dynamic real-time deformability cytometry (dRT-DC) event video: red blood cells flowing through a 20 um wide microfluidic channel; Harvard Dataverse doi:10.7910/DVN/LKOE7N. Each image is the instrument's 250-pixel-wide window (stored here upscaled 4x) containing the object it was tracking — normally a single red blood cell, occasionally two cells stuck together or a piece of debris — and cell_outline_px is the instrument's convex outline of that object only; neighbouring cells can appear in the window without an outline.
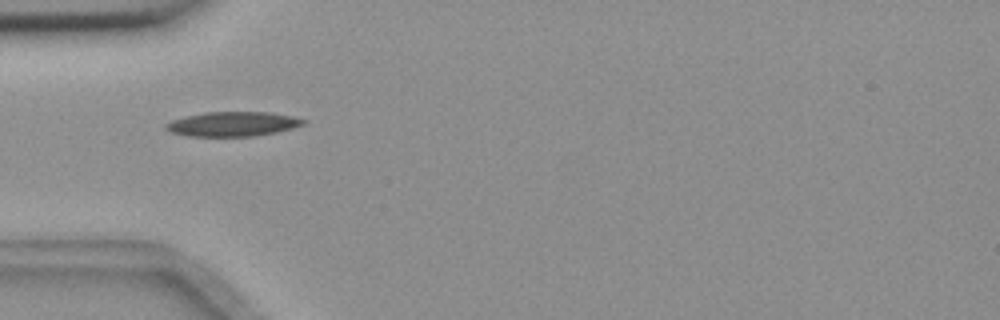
{"species": "common noctule bat (a hibernating species)", "species_latin": "Nyctalus noctula", "temperature_condition": "room temperature", "stored_images_in_passage": 8, "camera_frame_rate_fps": 3000, "um_per_image_px": 0.085, "animal": {"sex": "female", "body_mass_g": 18.4}, "frame": {"image": 1, "passage_image": 4, "time_ms": 1.0, "image_size_px": [1000, 320], "cell_outline_px": [[308, 120], [304, 124], [292, 128], [276, 132], [256, 136], [188, 136], [168, 132], [164, 128], [164, 124], [172, 120], [184, 116], [204, 112], [268, 112], [292, 116]], "centroid_in_image_um": [19.74, 10.54], "position_along_channel_um": 65.3, "area_um2": 19.83}}
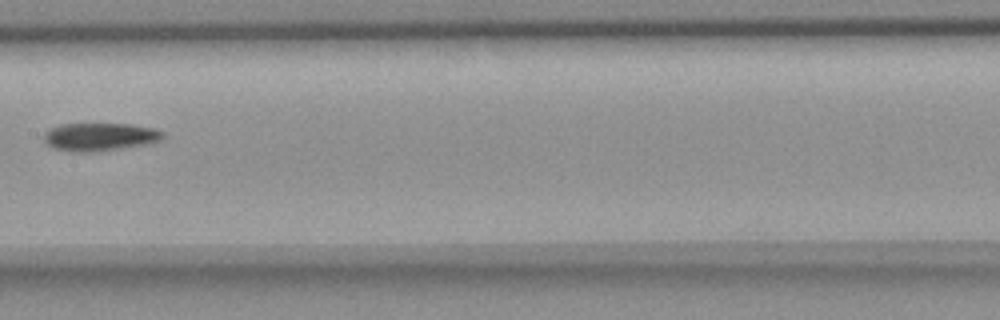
{"frame": {"image": 2, "passage_image": 7, "time_ms": 2.0, "image_size_px": [1000, 320], "cell_outline_px": [[164, 136], [160, 140], [152, 144], [92, 152], [72, 152], [52, 148], [44, 140], [44, 132], [48, 128], [60, 124], [132, 124], [152, 128], [164, 132]], "centroid_in_image_um": [8.48, 11.63], "position_along_channel_um": 198.9, "area_um2": 19.65}}
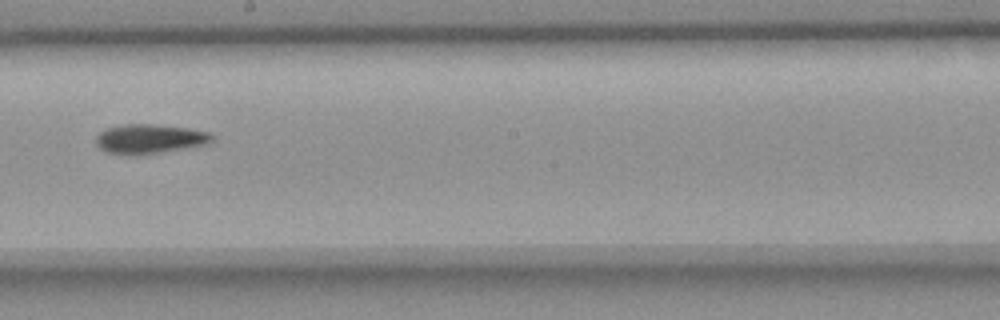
{"frame": {"image": 3, "passage_image": 8, "time_ms": 2.333, "image_size_px": [1000, 320], "cell_outline_px": [[216, 140], [208, 144], [140, 156], [132, 156], [108, 152], [100, 148], [96, 144], [96, 136], [104, 128], [124, 124], [152, 124], [188, 128], [208, 132]], "centroid_in_image_um": [12.71, 11.82], "position_along_channel_um": 235.5, "area_um2": 20.17}}